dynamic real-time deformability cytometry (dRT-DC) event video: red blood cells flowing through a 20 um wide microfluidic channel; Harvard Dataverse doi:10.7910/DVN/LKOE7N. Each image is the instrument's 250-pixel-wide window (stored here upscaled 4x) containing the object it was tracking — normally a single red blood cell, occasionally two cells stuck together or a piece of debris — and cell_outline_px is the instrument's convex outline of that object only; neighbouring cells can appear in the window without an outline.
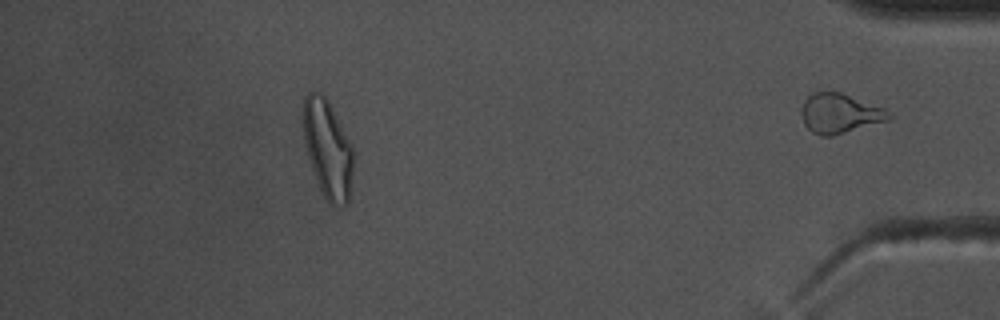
{"species": "common noctule bat (a hibernating species)", "species_latin": "Nyctalus noctula", "temperature_condition": "warm", "stored_images_in_passage": 37, "segment_of_instrument_passage": [2, 2], "camera_frame_rate_fps": 3000, "um_per_image_px": 0.085, "animal": {"sex": "male", "body_mass_g": 17.5, "forearm_length_mm": 52.3}, "frame": {"image": 1, "passage_image": 37, "time_ms": 12.0, "image_size_px": [1000, 320], "cell_outline_px": [[896, 116], [892, 120], [832, 136], [820, 136], [812, 132], [804, 124], [800, 112], [804, 100], [812, 92], [840, 92], [884, 108], [892, 112]], "centroid_in_image_um": [71.43, 9.65], "position_along_channel_um": 363.8, "area_um2": 20.58}}